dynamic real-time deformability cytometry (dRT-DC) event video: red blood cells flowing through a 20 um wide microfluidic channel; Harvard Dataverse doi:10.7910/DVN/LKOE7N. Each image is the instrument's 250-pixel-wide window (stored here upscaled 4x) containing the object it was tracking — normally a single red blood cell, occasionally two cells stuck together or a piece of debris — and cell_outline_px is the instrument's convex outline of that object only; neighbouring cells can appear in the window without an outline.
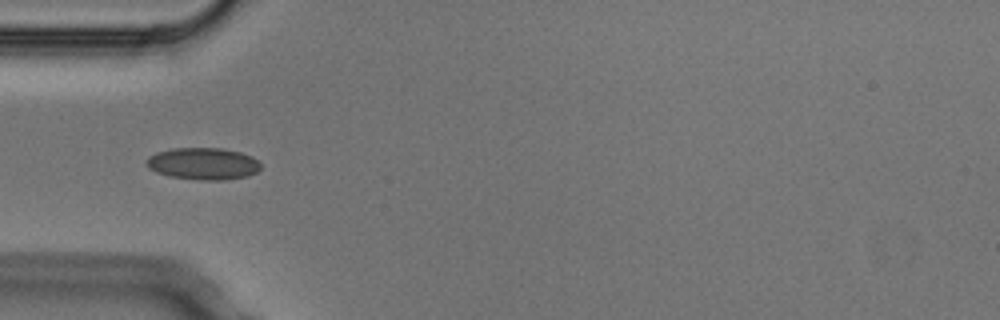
{"species": "Egyptian fruit bat (a non-hibernating species)", "species_latin": "Rousettus aegyptiacus", "temperature_condition": "cold", "stored_images_in_passage": 4, "camera_frame_rate_fps": 3000, "um_per_image_px": 0.085, "animal": {"sex": "male"}, "frame": {"image": 1, "passage_image": 3, "time_ms": 0.667, "image_size_px": [1000, 320], "cell_outline_px": [[260, 168], [256, 172], [248, 176], [224, 180], [200, 180], [168, 176], [156, 172], [148, 168], [144, 160], [148, 156], [156, 152], [172, 148], [220, 148], [240, 152], [252, 156], [260, 164]], "centroid_in_image_um": [17.22, 13.91], "position_along_channel_um": 67.8, "area_um2": 21.44}}
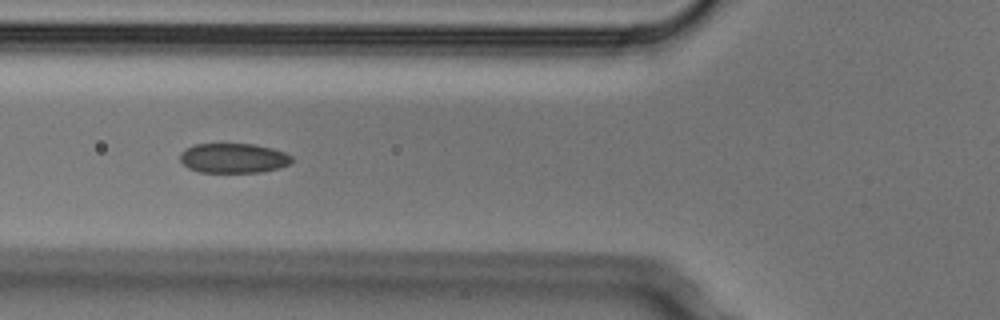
{"frame": {"image": 2, "passage_image": 4, "time_ms": 1.0, "image_size_px": [1000, 320], "cell_outline_px": [[292, 160], [288, 164], [276, 168], [260, 172], [200, 172], [188, 168], [180, 160], [180, 152], [184, 148], [196, 144], [252, 144], [272, 148], [284, 152], [292, 156]], "centroid_in_image_um": [19.8, 13.43], "position_along_channel_um": 106.0, "area_um2": 19.25}}